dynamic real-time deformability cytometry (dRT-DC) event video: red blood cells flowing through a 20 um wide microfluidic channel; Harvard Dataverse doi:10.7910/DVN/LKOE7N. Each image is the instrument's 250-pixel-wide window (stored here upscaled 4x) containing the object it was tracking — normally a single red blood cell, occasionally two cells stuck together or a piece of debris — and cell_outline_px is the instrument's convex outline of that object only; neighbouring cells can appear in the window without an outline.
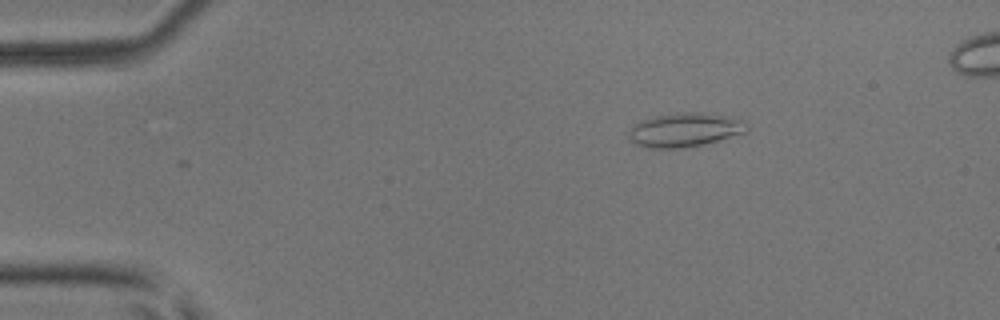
{"species": "common noctule bat (a hibernating species)", "species_latin": "Nyctalus noctula", "temperature_condition": "room temperature", "stored_images_in_passage": 2, "camera_frame_rate_fps": 3000, "um_per_image_px": 0.085, "animal": {"sex": "male", "body_mass_g": 17.9, "forearm_length_mm": 54.2}, "frame": {"image": 1, "passage_image": 1, "time_ms": 0.0, "image_size_px": [1000, 320], "cell_outline_px": [[748, 132], [720, 140], [688, 148], [644, 148], [636, 144], [628, 136], [628, 132], [640, 120], [656, 116], [676, 112], [704, 112], [732, 116], [748, 120]], "centroid_in_image_um": [58.3, 11.03], "position_along_channel_um": 26.7, "area_um2": 23.99}}